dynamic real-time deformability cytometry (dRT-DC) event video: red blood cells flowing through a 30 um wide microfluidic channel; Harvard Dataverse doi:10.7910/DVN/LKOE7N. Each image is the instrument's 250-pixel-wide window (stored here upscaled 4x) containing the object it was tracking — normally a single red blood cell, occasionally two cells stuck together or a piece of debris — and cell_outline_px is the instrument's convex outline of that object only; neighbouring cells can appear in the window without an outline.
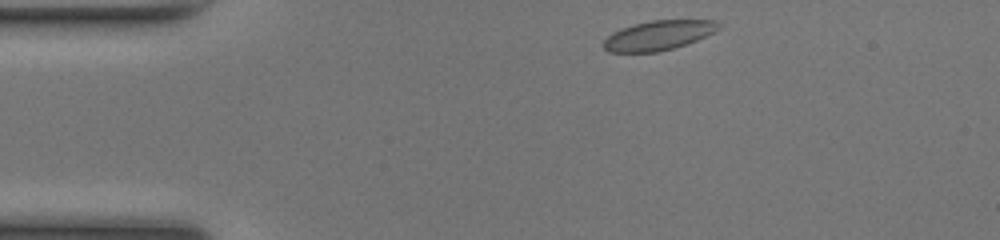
{"species": "common noctule bat (a hibernating species)", "species_latin": "Nyctalus noctula", "temperature_condition": "room temperature", "stored_images_in_passage": 42, "camera_frame_rate_fps": 3000, "um_per_image_px": 0.085, "animal": {"sex": "female", "body_mass_g": 17.0, "forearm_length_mm": 48.0}, "frame": {"image": 1, "passage_image": 1, "time_ms": 0.0, "image_size_px": [1000, 240], "cell_outline_px": [[720, 28], [696, 40], [672, 48], [656, 52], [608, 52], [604, 48], [604, 40], [612, 32], [620, 28], [632, 24], [652, 20], [716, 20], [720, 24]], "centroid_in_image_um": [55.93, 2.99], "position_along_channel_um": 29.1, "area_um2": 19.65}}
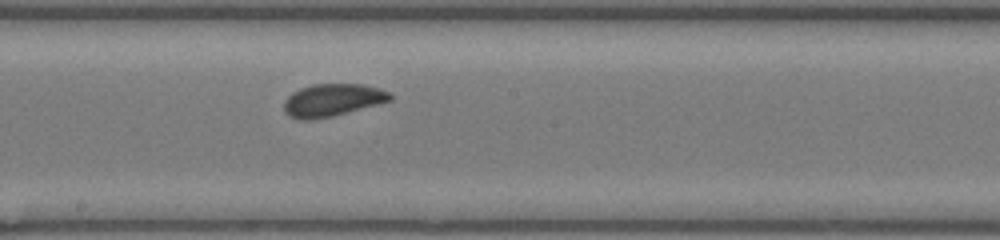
{"frame": {"image": 2, "passage_image": 19, "time_ms": 6.0, "image_size_px": [1000, 240], "cell_outline_px": [[392, 100], [332, 116], [312, 120], [300, 120], [288, 116], [284, 112], [284, 100], [292, 92], [300, 88], [312, 84], [360, 84], [380, 88], [388, 92], [392, 96]], "centroid_in_image_um": [28.2, 8.51], "position_along_channel_um": 220.0, "area_um2": 20.11}}
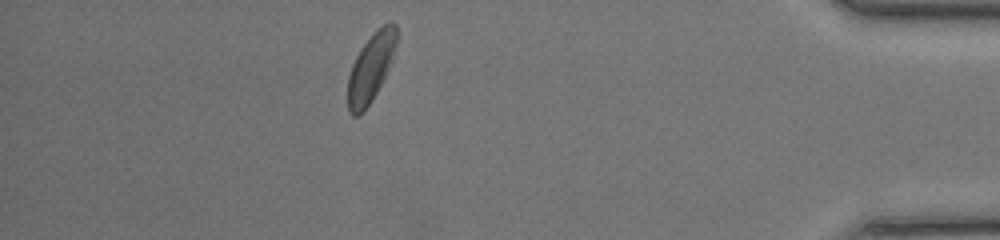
{"frame": {"image": 3, "passage_image": 36, "time_ms": 11.667, "image_size_px": [1000, 240], "cell_outline_px": [[396, 44], [388, 68], [376, 92], [368, 104], [356, 116], [352, 116], [348, 112], [348, 76], [352, 64], [360, 48], [388, 20], [392, 20], [396, 24]], "centroid_in_image_um": [31.5, 5.73], "position_along_channel_um": 403.7, "area_um2": 18.67}, "authors_computed_cell_mechanics": {"area_um2": 19.6809, "velocity_mm_per_s": 4.1397, "shape_relaxation_time_tau1_ms": 3.6028, "shape_relaxation_time_tau2_ms": 1.6128, "deformation_change_tau1": 0.0952, "deformation_change_tau2": 0.0315}}